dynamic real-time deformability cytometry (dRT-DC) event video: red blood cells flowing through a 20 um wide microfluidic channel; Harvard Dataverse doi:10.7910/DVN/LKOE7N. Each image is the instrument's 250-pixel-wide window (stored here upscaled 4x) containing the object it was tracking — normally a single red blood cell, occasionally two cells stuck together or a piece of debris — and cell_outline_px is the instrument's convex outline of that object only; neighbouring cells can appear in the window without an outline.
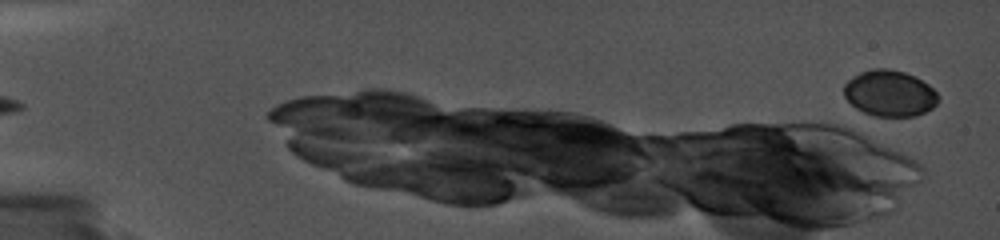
{"species": "common noctule bat (a hibernating species)", "species_latin": "Nyctalus noctula", "temperature_condition": "cold", "stored_images_in_passage": 7, "camera_frame_rate_fps": 5000, "um_per_image_px": 0.085, "animal": {"sex": "female", "body_mass_g": 19.0, "forearm_length_mm": 56.7}, "frame": {"image": 1, "passage_image": 3, "time_ms": 0.6, "image_size_px": [1000, 240], "cell_outline_px": [[940, 100], [932, 108], [916, 116], [876, 116], [864, 112], [856, 108], [844, 96], [844, 84], [852, 76], [860, 72], [872, 68], [888, 68], [904, 72], [916, 76], [928, 84], [936, 92]], "centroid_in_image_um": [75.63, 7.92], "position_along_channel_um": 9.4, "area_um2": 25.43}}